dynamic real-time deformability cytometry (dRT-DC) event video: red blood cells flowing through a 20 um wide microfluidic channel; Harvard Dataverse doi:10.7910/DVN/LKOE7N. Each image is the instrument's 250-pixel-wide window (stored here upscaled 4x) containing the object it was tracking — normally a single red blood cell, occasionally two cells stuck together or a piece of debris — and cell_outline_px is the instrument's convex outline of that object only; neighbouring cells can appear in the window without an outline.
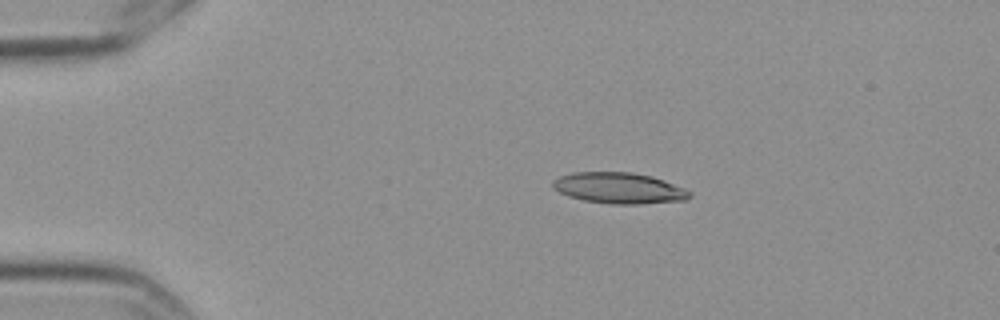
{"species": "Egyptian fruit bat (a non-hibernating species)", "species_latin": "Rousettus aegyptiacus", "temperature_condition": "cold", "stored_images_in_passage": 8, "camera_frame_rate_fps": 3000, "um_per_image_px": 0.085, "frame": {"image": 1, "passage_image": 2, "time_ms": 0.333, "image_size_px": [1000, 320], "cell_outline_px": [[692, 196], [684, 200], [640, 204], [612, 204], [584, 200], [568, 196], [552, 188], [552, 180], [560, 176], [572, 172], [632, 172], [652, 176], [664, 180], [684, 188], [692, 192]], "centroid_in_image_um": [52.61, 15.98], "position_along_channel_um": 32.4, "area_um2": 24.8}}
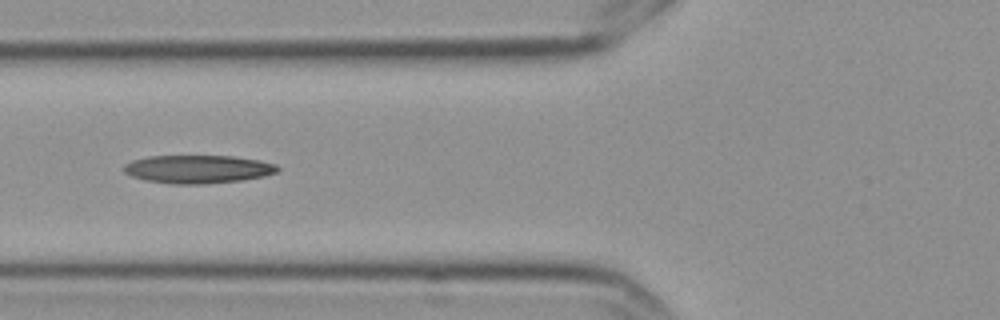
{"frame": {"image": 2, "passage_image": 5, "time_ms": 1.333, "image_size_px": [1000, 320], "cell_outline_px": [[280, 168], [276, 172], [264, 176], [244, 180], [204, 184], [172, 184], [144, 180], [132, 176], [124, 172], [124, 164], [132, 160], [148, 156], [232, 156], [260, 160], [276, 164]], "centroid_in_image_um": [16.82, 14.38], "position_along_channel_um": 109.0, "area_um2": 25.37}}
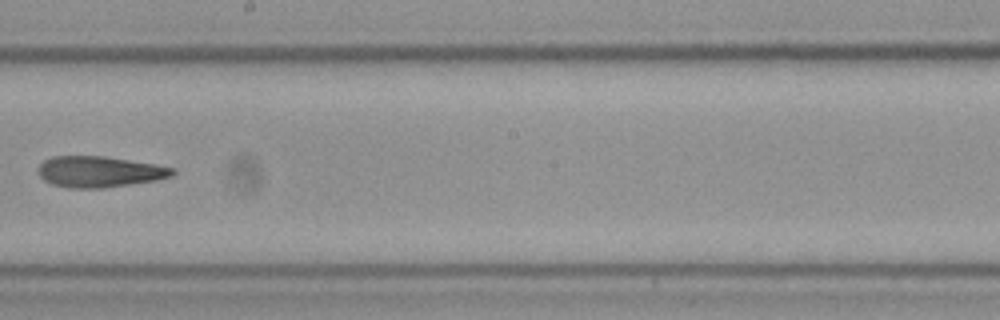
{"frame": {"image": 3, "passage_image": 8, "time_ms": 2.333, "image_size_px": [1000, 320], "cell_outline_px": [[176, 172], [172, 176], [156, 180], [104, 188], [72, 188], [52, 184], [44, 180], [40, 176], [40, 164], [44, 160], [52, 156], [104, 156], [152, 164], [172, 168]], "centroid_in_image_um": [8.43, 14.6], "position_along_channel_um": 239.8, "area_um2": 23.93}}